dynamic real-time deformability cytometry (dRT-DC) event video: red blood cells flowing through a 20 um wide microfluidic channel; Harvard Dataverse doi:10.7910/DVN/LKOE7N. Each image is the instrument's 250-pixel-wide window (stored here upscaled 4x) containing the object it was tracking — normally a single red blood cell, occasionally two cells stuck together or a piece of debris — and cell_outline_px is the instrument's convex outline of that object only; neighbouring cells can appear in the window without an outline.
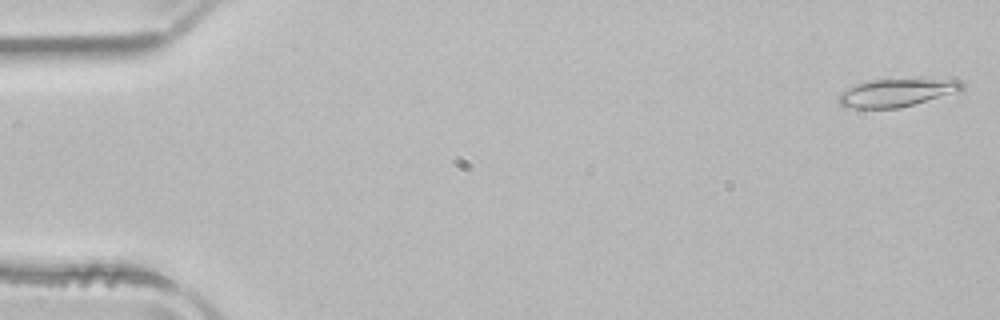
{"species": "common noctule bat (a hibernating species)", "species_latin": "Nyctalus noctula", "temperature_condition": "room temperature", "stored_images_in_passage": 51, "camera_frame_rate_fps": 3000, "um_per_image_px": 0.085, "animal": {"sex": "male", "body_mass_g": 21.5, "forearm_length_mm": 52.0}, "frame": {"image": 1, "passage_image": 1, "time_ms": 0.0, "image_size_px": [1000, 320], "cell_outline_px": [[964, 88], [960, 92], [900, 108], [844, 108], [840, 104], [836, 96], [840, 92], [852, 84], [868, 80], [888, 76], [920, 76], [960, 80], [964, 84]], "centroid_in_image_um": [76.24, 7.8], "position_along_channel_um": 8.8, "area_um2": 22.02}}
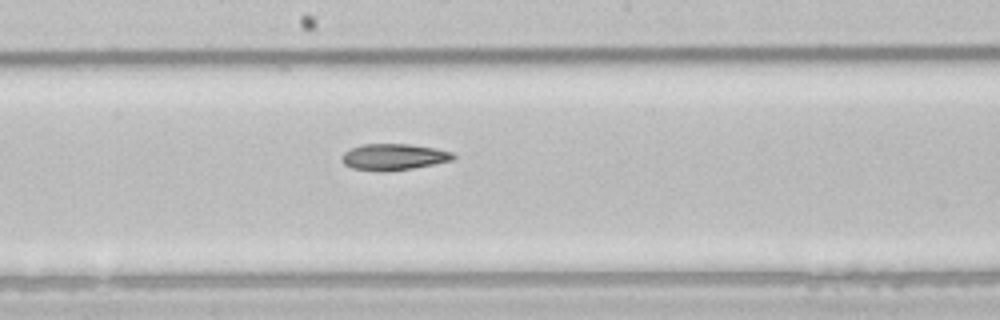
{"frame": {"image": 2, "passage_image": 27, "time_ms": 8.667, "image_size_px": [1000, 320], "cell_outline_px": [[456, 156], [452, 160], [412, 168], [352, 168], [344, 164], [340, 160], [340, 156], [344, 152], [352, 148], [364, 144], [408, 144], [436, 148], [452, 152]], "centroid_in_image_um": [33.48, 13.28], "position_along_channel_um": 214.7, "area_um2": 16.18}}
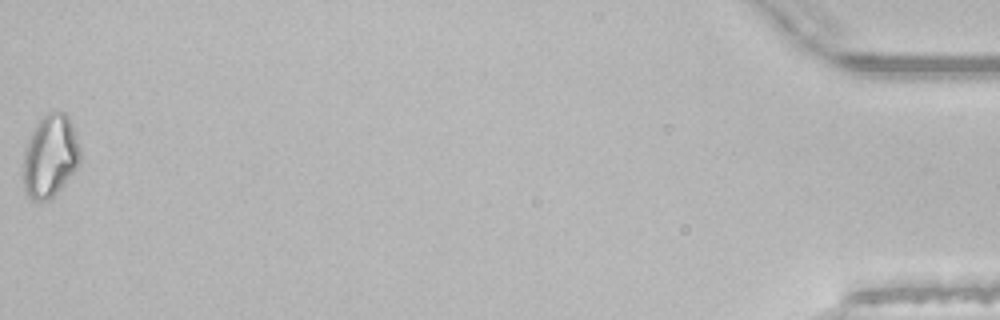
{"frame": {"image": 3, "passage_image": 51, "time_ms": 16.667, "image_size_px": [1000, 320], "cell_outline_px": [[80, 160], [76, 168], [60, 188], [48, 200], [32, 200], [28, 196], [24, 188], [24, 152], [28, 140], [40, 116], [48, 112], [64, 112], [68, 116], [72, 124], [80, 148]], "centroid_in_image_um": [4.26, 13.24], "position_along_channel_um": 430.9, "area_um2": 27.05}}